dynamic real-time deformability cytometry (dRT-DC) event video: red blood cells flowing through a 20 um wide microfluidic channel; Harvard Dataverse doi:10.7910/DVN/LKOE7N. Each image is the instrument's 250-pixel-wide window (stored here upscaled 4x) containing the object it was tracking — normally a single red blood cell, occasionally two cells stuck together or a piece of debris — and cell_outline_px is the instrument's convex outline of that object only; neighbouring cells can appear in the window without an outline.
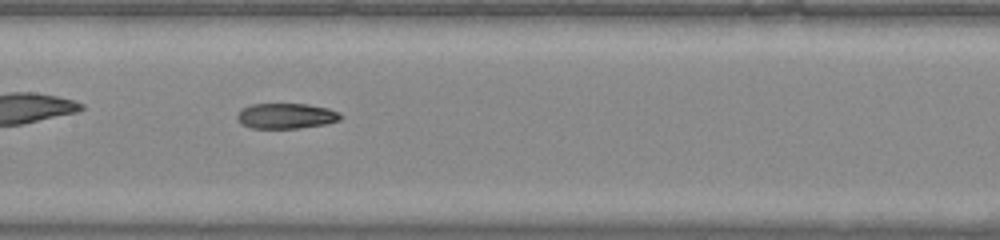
{"species": "common noctule bat (a hibernating species)", "species_latin": "Nyctalus noctula", "temperature_condition": "warm", "stored_images_in_passage": 33, "camera_frame_rate_fps": 3000, "um_per_image_px": 0.085, "animal": {"sex": "male", "body_mass_g": 20.0, "forearm_length_mm": 53.3}, "frame": {"image": 1, "passage_image": 10, "time_ms": 3.0, "image_size_px": [1000, 240], "cell_outline_px": [[344, 116], [340, 120], [328, 124], [296, 128], [252, 128], [240, 124], [236, 120], [236, 116], [240, 108], [252, 104], [308, 104], [328, 108], [340, 112]], "centroid_in_image_um": [24.32, 9.85], "position_along_channel_um": 183.1, "area_um2": 15.61}}
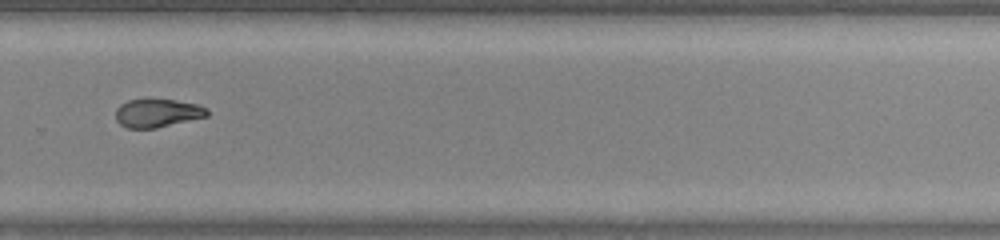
{"frame": {"image": 2, "passage_image": 19, "time_ms": 6.0, "image_size_px": [1000, 240], "cell_outline_px": [[208, 116], [156, 128], [128, 128], [120, 124], [116, 120], [116, 108], [120, 104], [128, 100], [176, 100], [196, 104], [208, 108]], "centroid_in_image_um": [13.38, 9.61], "position_along_channel_um": 316.4, "area_um2": 14.97}}